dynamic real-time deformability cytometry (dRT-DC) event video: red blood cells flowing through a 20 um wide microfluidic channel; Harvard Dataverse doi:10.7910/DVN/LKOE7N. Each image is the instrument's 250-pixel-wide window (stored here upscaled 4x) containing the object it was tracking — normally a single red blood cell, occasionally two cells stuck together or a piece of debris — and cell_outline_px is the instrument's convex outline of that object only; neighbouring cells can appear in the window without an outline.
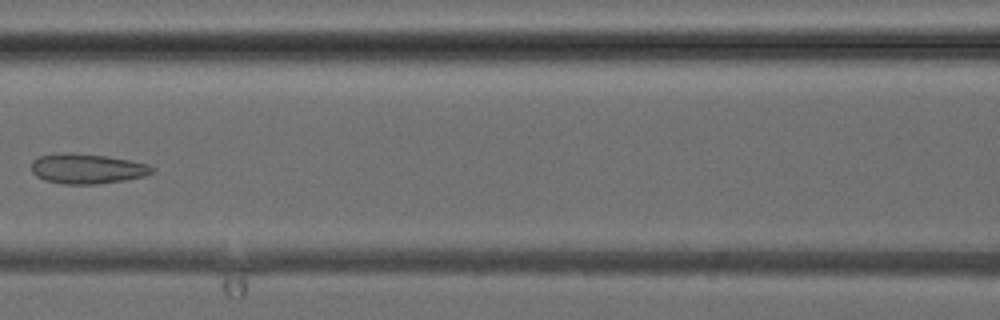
{"species": "common noctule bat (a hibernating species)", "species_latin": "Nyctalus noctula", "temperature_condition": "cold", "stored_images_in_passage": 6, "camera_frame_rate_fps": 3000, "um_per_image_px": 0.085, "animal": {"sex": "female", "body_mass_g": 24.6, "forearm_length_mm": 56.2}, "frame": {"image": 1, "passage_image": 6, "time_ms": 5.667, "image_size_px": [1000, 320], "cell_outline_px": [[156, 168], [152, 172], [144, 176], [124, 180], [96, 184], [64, 184], [44, 180], [36, 176], [32, 172], [32, 160], [40, 156], [68, 152], [72, 152], [108, 156], [148, 164]], "centroid_in_image_um": [7.4, 14.33], "position_along_channel_um": 159.2, "area_um2": 21.1}}